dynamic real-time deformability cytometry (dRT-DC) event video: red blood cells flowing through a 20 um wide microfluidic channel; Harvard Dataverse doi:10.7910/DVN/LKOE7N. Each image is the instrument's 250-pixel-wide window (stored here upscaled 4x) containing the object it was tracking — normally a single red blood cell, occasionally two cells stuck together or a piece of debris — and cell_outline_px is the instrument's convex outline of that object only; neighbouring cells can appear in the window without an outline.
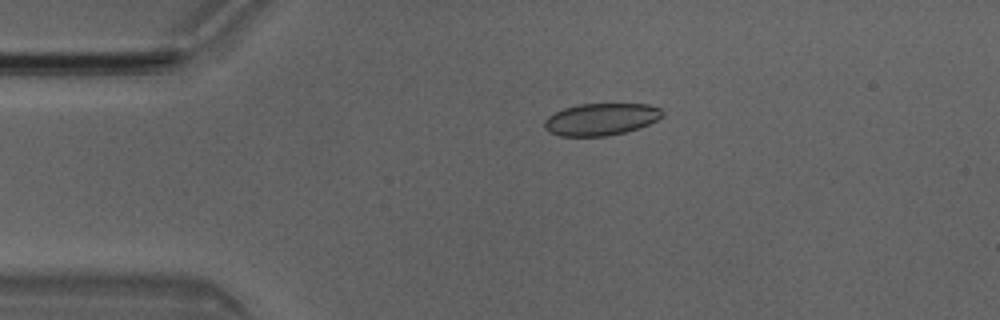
{"species": "Egyptian fruit bat (a non-hibernating species)", "species_latin": "Rousettus aegyptiacus", "temperature_condition": "room temperature", "stored_images_in_passage": 3, "camera_frame_rate_fps": 3000, "um_per_image_px": 0.085, "animal": {"sex": "male"}, "frame": {"image": 1, "passage_image": 2, "time_ms": 0.333, "image_size_px": [1000, 320], "cell_outline_px": [[664, 116], [640, 128], [608, 136], [560, 136], [548, 132], [544, 128], [544, 120], [548, 116], [564, 108], [576, 104], [648, 104], [660, 108], [664, 112]], "centroid_in_image_um": [51.08, 10.14], "position_along_channel_um": 33.9, "area_um2": 22.2}}